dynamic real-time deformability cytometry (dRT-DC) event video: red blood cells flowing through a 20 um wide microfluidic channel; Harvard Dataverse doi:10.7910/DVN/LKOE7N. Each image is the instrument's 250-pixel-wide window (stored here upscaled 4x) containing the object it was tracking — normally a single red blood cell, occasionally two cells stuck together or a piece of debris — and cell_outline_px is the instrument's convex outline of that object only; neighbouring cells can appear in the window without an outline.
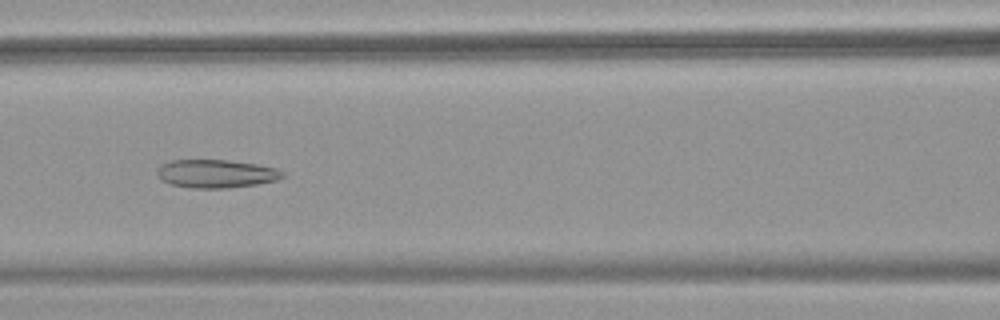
{"species": "common noctule bat (a hibernating species)", "species_latin": "Nyctalus noctula", "temperature_condition": "warm", "stored_images_in_passage": 53, "camera_frame_rate_fps": 3000, "um_per_image_px": 0.085, "animal": {"sex": "female", "body_mass_g": 18.4}, "frame": {"image": 1, "passage_image": 24, "time_ms": 7.667, "image_size_px": [1000, 320], "cell_outline_px": [[284, 176], [276, 180], [256, 184], [224, 188], [192, 188], [168, 184], [160, 180], [156, 172], [160, 164], [172, 160], [228, 160], [256, 164], [276, 168], [284, 172]], "centroid_in_image_um": [18.32, 14.76], "position_along_channel_um": 148.3, "area_um2": 20.69}}
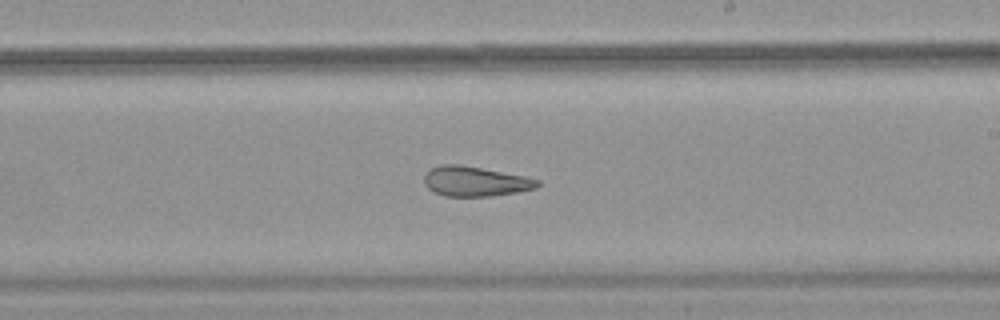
{"frame": {"image": 2, "passage_image": 32, "time_ms": 10.333, "image_size_px": [1000, 320], "cell_outline_px": [[540, 184], [536, 188], [516, 192], [488, 196], [444, 196], [432, 192], [424, 184], [424, 176], [432, 168], [440, 164], [460, 164], [524, 176], [540, 180]], "centroid_in_image_um": [40.36, 15.42], "position_along_channel_um": 248.6, "area_um2": 19.65}}
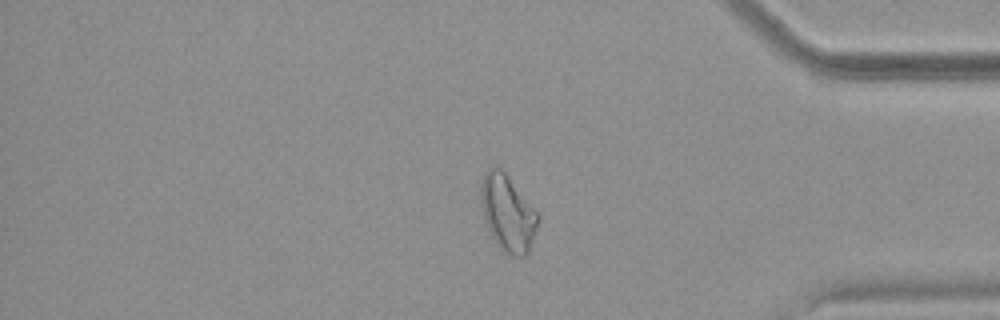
{"frame": {"image": 3, "passage_image": 45, "time_ms": 14.667, "image_size_px": [1000, 320], "cell_outline_px": [[540, 220], [528, 256], [512, 256], [504, 252], [496, 244], [488, 228], [484, 216], [480, 200], [480, 184], [488, 168], [496, 164], [508, 176], [540, 216]], "centroid_in_image_um": [43.17, 18.13], "position_along_channel_um": 392.0, "area_um2": 25.49}, "authors_computed_cell_mechanics": {"area_um2": 25.9522, "velocity_mm_per_s": 3.7832, "shape_relaxation_time_tau1_ms": null, "shape_relaxation_time_tau2_ms": 2.5903, "deformation_change_tau1": null, "deformation_change_tau2": 0.1099}}